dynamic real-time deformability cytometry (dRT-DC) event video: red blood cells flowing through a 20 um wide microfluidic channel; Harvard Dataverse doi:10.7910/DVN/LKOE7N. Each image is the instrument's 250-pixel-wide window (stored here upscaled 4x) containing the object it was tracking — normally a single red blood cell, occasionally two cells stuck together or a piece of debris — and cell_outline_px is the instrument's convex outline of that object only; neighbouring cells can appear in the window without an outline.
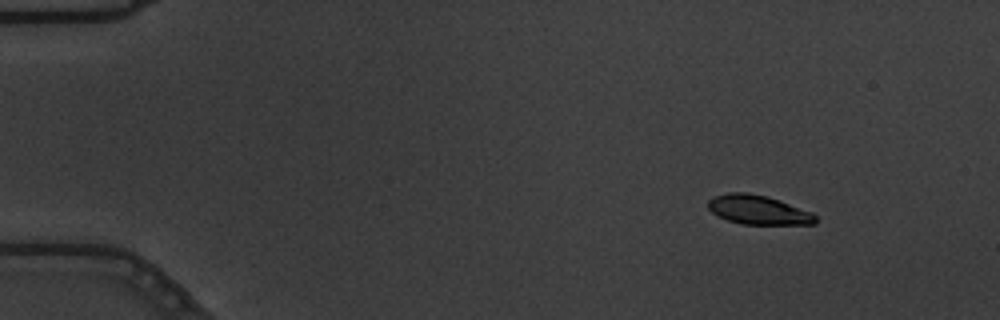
{"species": "common noctule bat (a hibernating species)", "species_latin": "Nyctalus noctula", "temperature_condition": "warm", "stored_images_in_passage": 57, "camera_frame_rate_fps": 3000, "um_per_image_px": 0.085, "animal": {"sex": "male", "body_mass_g": 19.5, "forearm_length_mm": 54.6}, "frame": {"image": 1, "passage_image": 7, "time_ms": 2.0, "image_size_px": [1000, 320], "cell_outline_px": [[816, 224], [744, 224], [728, 220], [712, 212], [708, 208], [708, 200], [712, 196], [728, 192], [748, 192], [768, 196], [812, 212], [816, 216]], "centroid_in_image_um": [64.44, 17.82], "position_along_channel_um": 20.6, "area_um2": 18.26}}
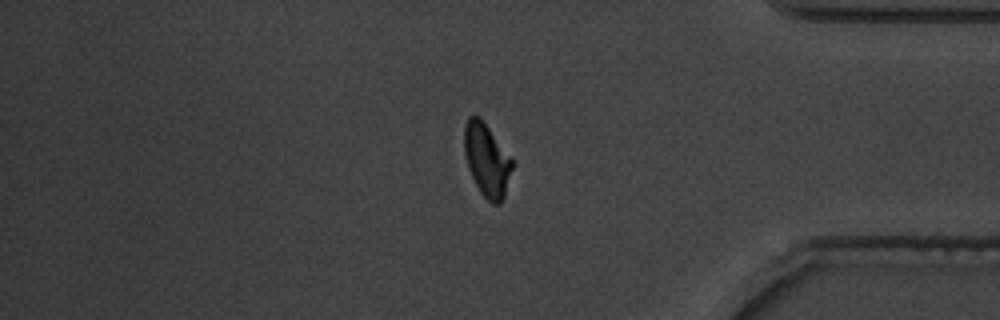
{"frame": {"image": 2, "passage_image": 48, "time_ms": 15.667, "image_size_px": [1000, 320], "cell_outline_px": [[512, 168], [504, 196], [500, 204], [492, 204], [480, 192], [468, 168], [464, 152], [464, 124], [468, 116], [480, 116], [512, 156]], "centroid_in_image_um": [41.37, 13.55], "position_along_channel_um": 393.8, "area_um2": 20.52}}
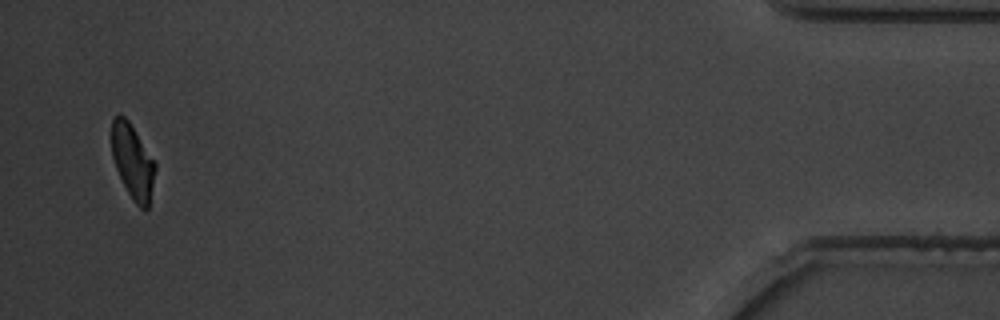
{"frame": {"image": 3, "passage_image": 55, "time_ms": 18.0, "image_size_px": [1000, 320], "cell_outline_px": [[156, 168], [148, 208], [140, 208], [132, 200], [116, 168], [112, 156], [112, 120], [120, 112], [128, 120], [156, 164]], "centroid_in_image_um": [11.27, 13.72], "position_along_channel_um": 423.9, "area_um2": 18.5}, "authors_computed_cell_mechanics": {"area_um2": 20.3456, "velocity_mm_per_s": 3.6507, "shape_relaxation_time_tau1_ms": 2.9059, "shape_relaxation_time_tau2_ms": 1.4046, "deformation_change_tau1": 0.1797, "deformation_change_tau2": 0.0637}}